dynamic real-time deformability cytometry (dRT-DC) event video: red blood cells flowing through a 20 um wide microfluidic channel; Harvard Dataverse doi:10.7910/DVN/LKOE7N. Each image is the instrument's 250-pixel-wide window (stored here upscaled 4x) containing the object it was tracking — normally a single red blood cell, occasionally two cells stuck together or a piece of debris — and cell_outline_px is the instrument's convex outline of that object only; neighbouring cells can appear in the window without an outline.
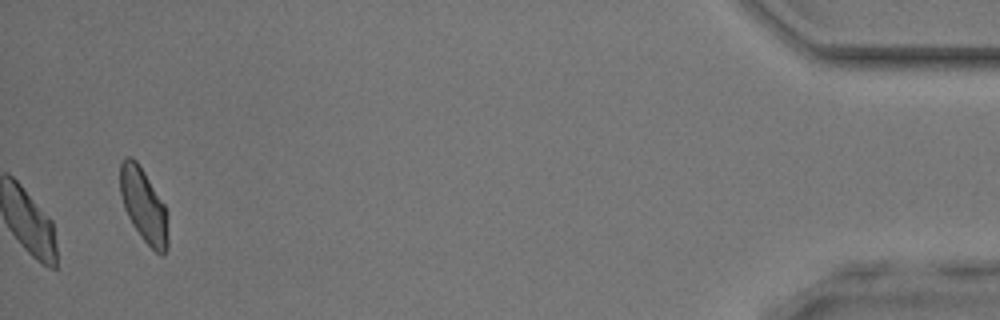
{"species": "common noctule bat (a hibernating species)", "species_latin": "Nyctalus noctula", "temperature_condition": "room temperature", "stored_images_in_passage": 31, "camera_frame_rate_fps": 3000, "um_per_image_px": 0.085, "animal": {"sex": "male", "body_mass_g": 17.9, "forearm_length_mm": 54.2}, "frame": {"image": 1, "passage_image": 31, "time_ms": 10.0, "image_size_px": [1000, 320], "cell_outline_px": [[168, 244], [164, 256], [156, 252], [140, 236], [132, 224], [124, 208], [120, 196], [120, 164], [124, 156], [132, 156], [136, 160], [144, 172], [164, 204], [168, 212]], "centroid_in_image_um": [12.21, 17.46], "position_along_channel_um": 423.0, "area_um2": 20.75}}